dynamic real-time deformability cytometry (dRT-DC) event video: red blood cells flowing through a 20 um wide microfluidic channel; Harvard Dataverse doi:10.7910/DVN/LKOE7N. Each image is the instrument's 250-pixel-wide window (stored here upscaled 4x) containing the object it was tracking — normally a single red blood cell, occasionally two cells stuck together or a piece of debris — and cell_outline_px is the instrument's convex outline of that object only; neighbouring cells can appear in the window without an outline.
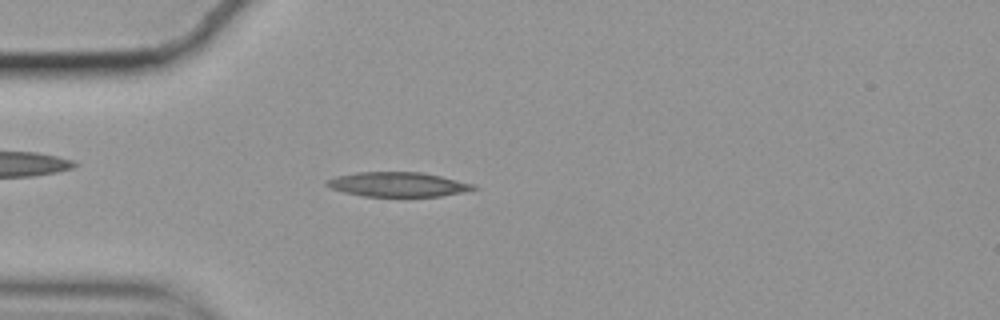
{"species": "common noctule bat (a hibernating species)", "species_latin": "Nyctalus noctula", "temperature_condition": "cold", "stored_images_in_passage": 32, "camera_frame_rate_fps": 3000, "um_per_image_px": 0.085, "animal": {"sex": "female", "body_mass_g": 19.9}, "frame": {"image": 1, "passage_image": 4, "time_ms": 1.0, "image_size_px": [1000, 320], "cell_outline_px": [[480, 188], [440, 196], [364, 196], [344, 192], [328, 188], [324, 184], [324, 180], [336, 176], [356, 172], [420, 172], [440, 176], [472, 184]], "centroid_in_image_um": [33.72, 15.67], "position_along_channel_um": 51.3, "area_um2": 20.87}}
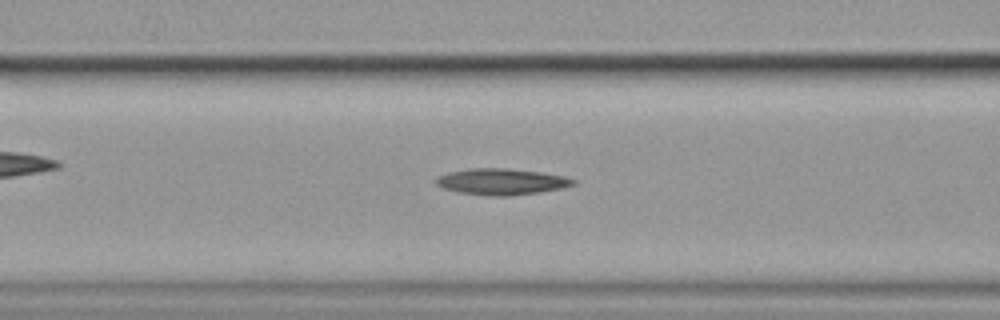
{"frame": {"image": 2, "passage_image": 11, "time_ms": 3.333, "image_size_px": [1000, 320], "cell_outline_px": [[576, 184], [560, 188], [540, 192], [508, 196], [492, 196], [460, 192], [444, 188], [436, 184], [436, 180], [440, 176], [448, 172], [468, 168], [504, 168], [540, 172], [564, 176], [576, 180]], "centroid_in_image_um": [42.64, 15.44], "position_along_channel_um": 124.0, "area_um2": 20.75}}
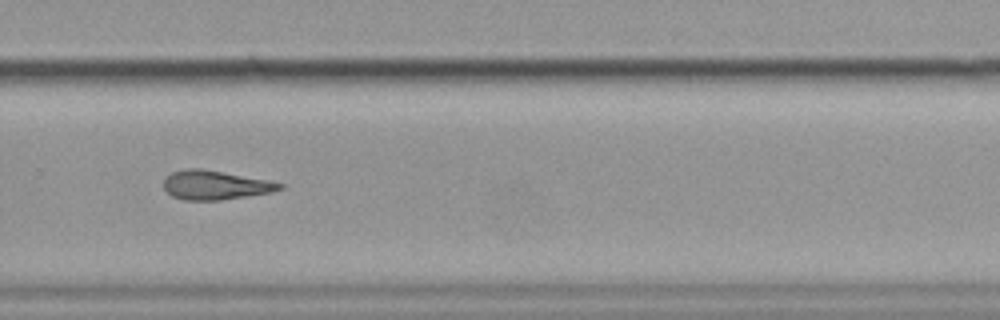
{"frame": {"image": 3, "passage_image": 27, "time_ms": 8.667, "image_size_px": [1000, 320], "cell_outline_px": [[284, 188], [272, 192], [248, 196], [220, 200], [184, 200], [172, 196], [164, 188], [164, 180], [172, 172], [188, 168], [200, 168], [268, 180], [284, 184]], "centroid_in_image_um": [18.31, 15.74], "position_along_channel_um": 311.5, "area_um2": 19.54}}